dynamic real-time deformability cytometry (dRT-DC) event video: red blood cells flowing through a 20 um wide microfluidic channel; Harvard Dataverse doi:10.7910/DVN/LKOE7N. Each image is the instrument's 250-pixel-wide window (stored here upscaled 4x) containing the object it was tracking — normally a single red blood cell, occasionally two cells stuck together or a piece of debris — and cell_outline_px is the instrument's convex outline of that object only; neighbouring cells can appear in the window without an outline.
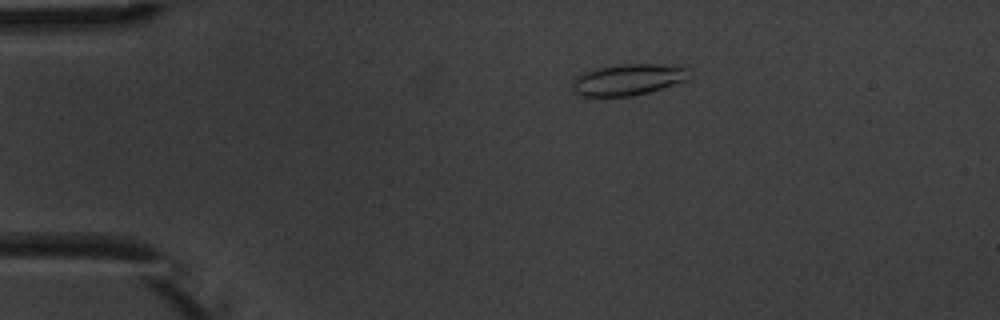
{"species": "common noctule bat (a hibernating species)", "species_latin": "Nyctalus noctula", "temperature_condition": "warm", "stored_images_in_passage": 4, "camera_frame_rate_fps": 3000, "um_per_image_px": 0.085, "animal": {"sex": "male", "body_mass_g": 20.1, "forearm_length_mm": 53.5}, "frame": {"image": 1, "passage_image": 3, "time_ms": 2.333, "image_size_px": [1000, 320], "cell_outline_px": [[688, 68], [684, 80], [648, 92], [632, 96], [580, 96], [572, 92], [572, 80], [576, 76], [600, 68], [620, 64], [656, 64]], "centroid_in_image_um": [53.28, 6.78], "position_along_channel_um": 31.7, "area_um2": 20.69}}